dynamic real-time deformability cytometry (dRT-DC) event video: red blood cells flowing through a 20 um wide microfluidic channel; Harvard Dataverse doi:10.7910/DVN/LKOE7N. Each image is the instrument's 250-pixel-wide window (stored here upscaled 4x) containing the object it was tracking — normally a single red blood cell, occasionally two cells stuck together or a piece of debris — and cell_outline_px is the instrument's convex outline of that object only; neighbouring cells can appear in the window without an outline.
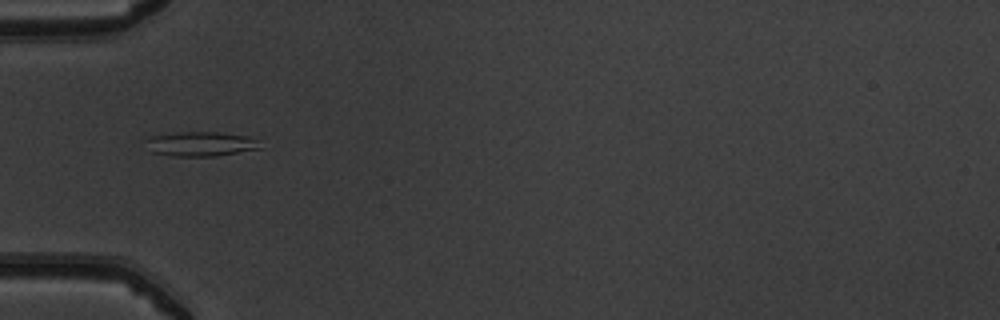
{"species": "common noctule bat (a hibernating species)", "species_latin": "Nyctalus noctula", "temperature_condition": "warm", "stored_images_in_passage": 35, "camera_frame_rate_fps": 3000, "um_per_image_px": 0.085, "animal": {"sex": "male", "body_mass_g": 19.5, "forearm_length_mm": 54.6}, "frame": {"image": 1, "passage_image": 1, "time_ms": 0.0, "image_size_px": [1000, 320], "cell_outline_px": [[264, 148], [216, 156], [172, 156], [152, 152], [144, 140], [152, 136], [180, 132], [220, 132], [248, 136], [256, 140]], "centroid_in_image_um": [17.09, 12.24], "position_along_channel_um": 67.9, "area_um2": 16.36}}
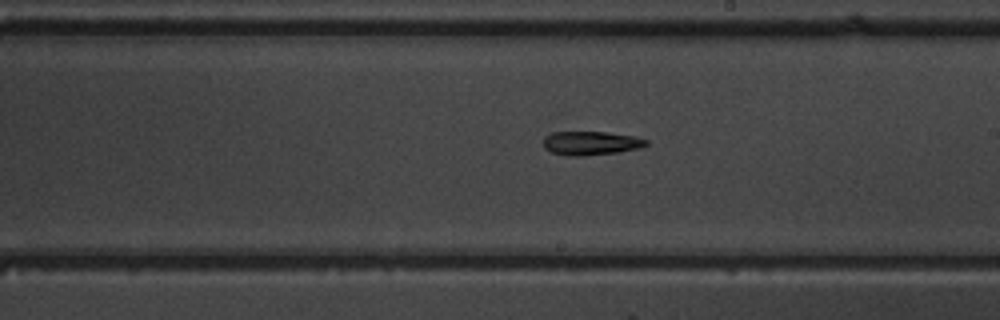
{"frame": {"image": 2, "passage_image": 14, "time_ms": 4.333, "image_size_px": [1000, 320], "cell_outline_px": [[648, 144], [640, 148], [616, 152], [584, 156], [568, 156], [552, 152], [544, 148], [544, 136], [552, 132], [608, 132], [636, 136], [648, 140]], "centroid_in_image_um": [50.23, 12.16], "position_along_channel_um": 238.8, "area_um2": 14.33}}
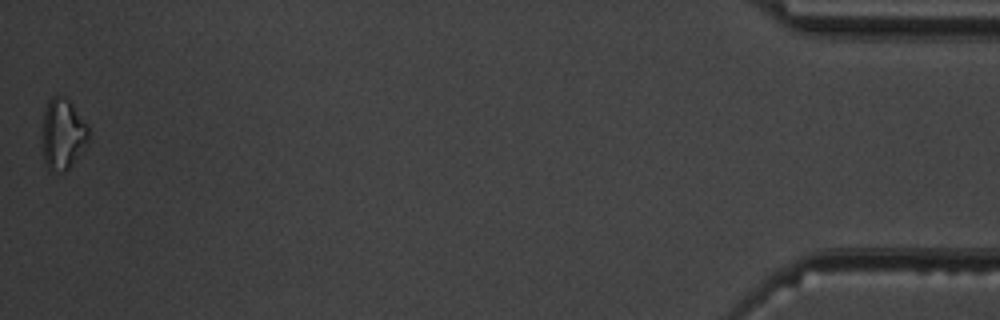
{"frame": {"image": 3, "passage_image": 35, "time_ms": 11.333, "image_size_px": [1000, 320], "cell_outline_px": [[88, 140], [72, 164], [64, 172], [48, 172], [44, 160], [40, 140], [44, 108], [48, 100], [52, 96], [60, 96], [68, 100], [72, 104], [88, 128]], "centroid_in_image_um": [5.25, 11.42], "position_along_channel_um": 430.0, "area_um2": 19.31}, "authors_computed_cell_mechanics": {"area_um2": 14.6812, "velocity_mm_per_s": 3.974, "shape_relaxation_time_tau1_ms": 7.4506, "shape_relaxation_time_tau2_ms": null, "deformation_change_tau1": 0.1594, "deformation_change_tau2": null}}